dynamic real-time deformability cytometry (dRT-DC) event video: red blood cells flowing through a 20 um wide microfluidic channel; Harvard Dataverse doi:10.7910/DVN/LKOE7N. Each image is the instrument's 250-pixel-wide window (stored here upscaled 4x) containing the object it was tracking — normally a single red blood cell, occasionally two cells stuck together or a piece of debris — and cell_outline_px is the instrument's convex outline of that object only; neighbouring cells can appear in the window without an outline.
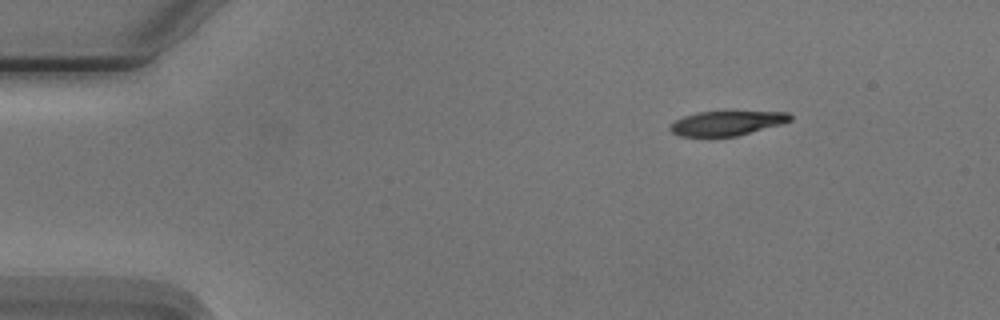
{"species": "Egyptian fruit bat (a non-hibernating species)", "species_latin": "Rousettus aegyptiacus", "temperature_condition": "cold", "stored_images_in_passage": 9, "camera_frame_rate_fps": 3000, "um_per_image_px": 0.085, "animal": {"sex": "male"}, "frame": {"image": 1, "passage_image": 1, "time_ms": 0.0, "image_size_px": [1000, 320], "cell_outline_px": [[792, 120], [780, 124], [736, 136], [680, 136], [672, 132], [668, 128], [668, 124], [684, 116], [696, 112], [788, 112], [792, 116]], "centroid_in_image_um": [61.73, 10.47], "position_along_channel_um": 23.3, "area_um2": 16.94}}